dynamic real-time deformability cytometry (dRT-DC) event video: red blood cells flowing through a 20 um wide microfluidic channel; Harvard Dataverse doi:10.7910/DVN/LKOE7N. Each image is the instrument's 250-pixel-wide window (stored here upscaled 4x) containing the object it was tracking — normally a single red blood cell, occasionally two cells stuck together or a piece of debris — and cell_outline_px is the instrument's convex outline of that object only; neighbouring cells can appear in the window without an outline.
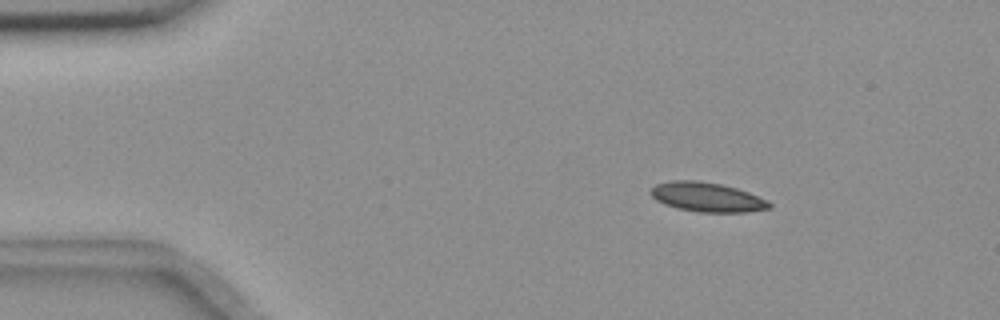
{"species": "common noctule bat (a hibernating species)", "species_latin": "Nyctalus noctula", "temperature_condition": "room temperature", "stored_images_in_passage": 55, "camera_frame_rate_fps": 3000, "um_per_image_px": 0.085, "animal": {"sex": "female", "body_mass_g": 18.4}, "frame": {"image": 1, "passage_image": 8, "time_ms": 2.333, "image_size_px": [1000, 320], "cell_outline_px": [[772, 208], [744, 212], [700, 212], [680, 208], [664, 204], [656, 200], [648, 192], [656, 184], [672, 180], [696, 180], [720, 184], [736, 188], [748, 192], [768, 200], [772, 204]], "centroid_in_image_um": [60.1, 16.75], "position_along_channel_um": 24.9, "area_um2": 20.23}}
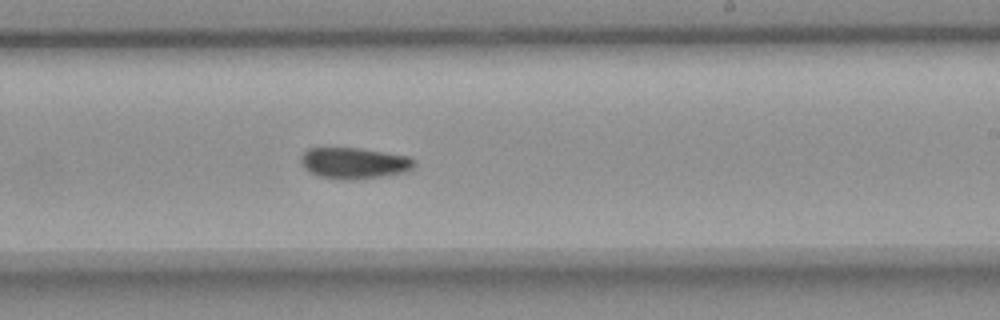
{"frame": {"image": 2, "passage_image": 33, "time_ms": 10.667, "image_size_px": [1000, 320], "cell_outline_px": [[416, 164], [412, 168], [404, 172], [380, 176], [352, 180], [340, 180], [320, 176], [308, 172], [304, 168], [300, 160], [300, 156], [308, 148], [360, 148], [408, 156]], "centroid_in_image_um": [30.05, 13.86], "position_along_channel_um": 259.0, "area_um2": 20.52}}
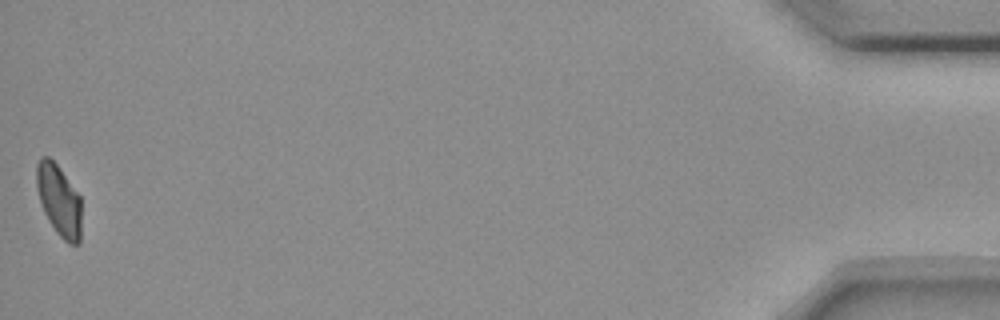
{"frame": {"image": 3, "passage_image": 55, "time_ms": 18.0, "image_size_px": [1000, 320], "cell_outline_px": [[80, 244], [68, 244], [56, 232], [48, 220], [44, 212], [36, 188], [36, 164], [44, 156], [48, 156], [56, 164], [80, 196]], "centroid_in_image_um": [5.0, 17.04], "position_along_channel_um": 430.2, "area_um2": 18.44}, "authors_computed_cell_mechanics": {"area_um2": 20.1722, "velocity_mm_per_s": 3.6424, "shape_relaxation_time_tau1_ms": 10.9982, "shape_relaxation_time_tau2_ms": 5.8436, "deformation_change_tau1": 0.17, "deformation_change_tau2": 0.0899}}